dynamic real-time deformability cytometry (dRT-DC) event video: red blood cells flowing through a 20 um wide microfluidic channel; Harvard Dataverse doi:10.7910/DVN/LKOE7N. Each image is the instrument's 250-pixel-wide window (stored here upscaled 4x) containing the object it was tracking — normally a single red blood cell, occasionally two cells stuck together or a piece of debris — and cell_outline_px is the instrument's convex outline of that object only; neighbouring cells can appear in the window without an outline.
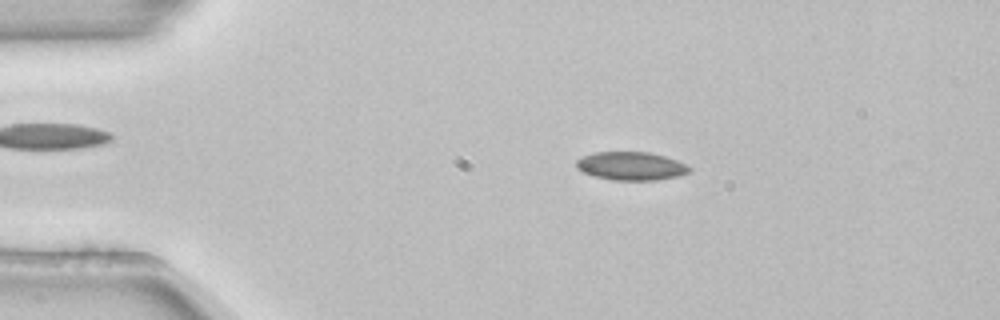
{"species": "common noctule bat (a hibernating species)", "species_latin": "Nyctalus noctula", "temperature_condition": "room temperature", "stored_images_in_passage": 54, "camera_frame_rate_fps": 3000, "um_per_image_px": 0.085, "animal": {"sex": "female", "body_mass_g": 22.7, "forearm_length_mm": 54.2}, "frame": {"image": 1, "passage_image": 11, "time_ms": 3.333, "image_size_px": [1000, 320], "cell_outline_px": [[692, 168], [688, 172], [676, 176], [656, 180], [612, 180], [596, 176], [584, 172], [576, 168], [576, 160], [592, 152], [648, 152], [664, 156], [676, 160]], "centroid_in_image_um": [53.61, 14.11], "position_along_channel_um": 31.4, "area_um2": 18.44}}
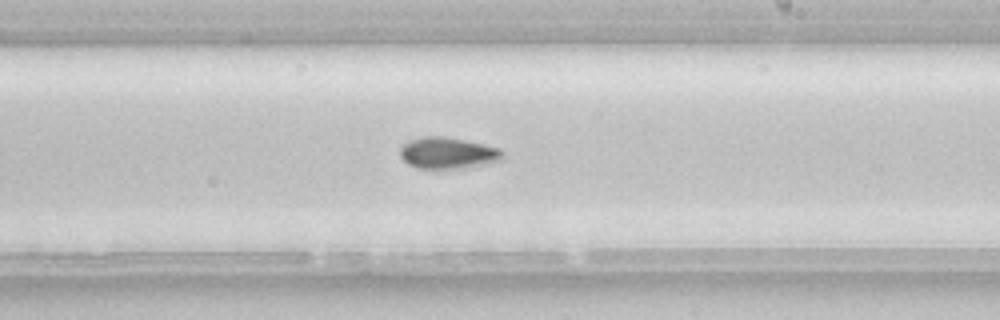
{"frame": {"image": 2, "passage_image": 32, "time_ms": 10.333, "image_size_px": [1000, 320], "cell_outline_px": [[504, 156], [500, 160], [484, 164], [460, 168], [416, 168], [408, 164], [400, 156], [400, 148], [408, 140], [420, 136], [444, 136], [464, 140], [500, 148], [504, 152]], "centroid_in_image_um": [38.03, 12.99], "position_along_channel_um": 251.0, "area_um2": 18.73}}
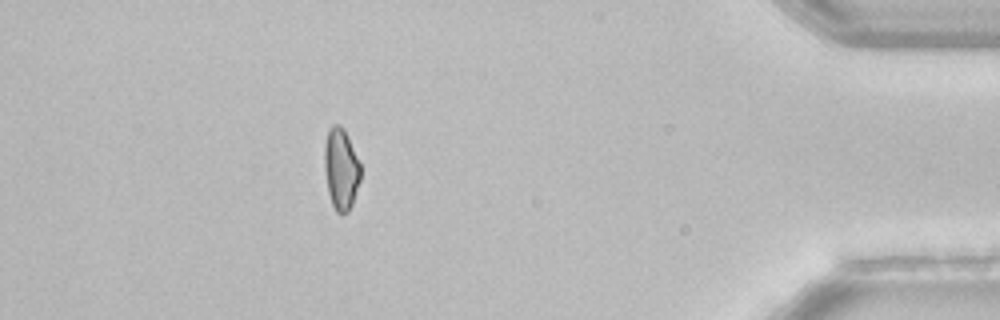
{"frame": {"image": 3, "passage_image": 48, "time_ms": 15.667, "image_size_px": [1000, 320], "cell_outline_px": [[360, 180], [352, 204], [348, 212], [336, 212], [332, 204], [328, 192], [324, 168], [324, 144], [328, 128], [332, 124], [340, 124], [344, 128], [360, 164]], "centroid_in_image_um": [28.96, 14.32], "position_along_channel_um": 406.2, "area_um2": 17.17}, "authors_computed_cell_mechanics": {"area_um2": 18.3804, "velocity_mm_per_s": 3.8695, "shape_relaxation_time_tau1_ms": 5.8768, "shape_relaxation_time_tau2_ms": null, "deformation_change_tau1": 0.0985, "deformation_change_tau2": null}}